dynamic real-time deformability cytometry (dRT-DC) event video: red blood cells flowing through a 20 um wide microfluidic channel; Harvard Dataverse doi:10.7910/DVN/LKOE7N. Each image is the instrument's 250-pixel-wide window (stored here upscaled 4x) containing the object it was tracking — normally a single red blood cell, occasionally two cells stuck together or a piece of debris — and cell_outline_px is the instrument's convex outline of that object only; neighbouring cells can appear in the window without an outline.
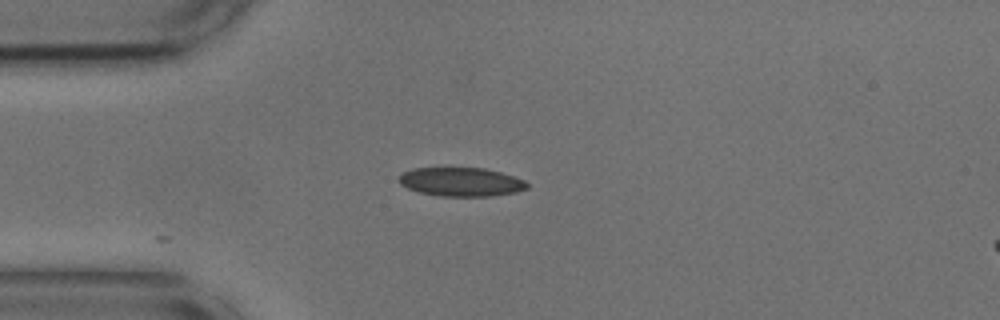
{"species": "common noctule bat (a hibernating species)", "species_latin": "Nyctalus noctula", "temperature_condition": "cold", "stored_images_in_passage": 9, "camera_frame_rate_fps": 3000, "um_per_image_px": 0.085, "animal": {"sex": "male", "body_mass_g": 17.9, "forearm_length_mm": 54.2}, "frame": {"image": 1, "passage_image": 1, "time_ms": 0.0, "image_size_px": [1000, 320], "cell_outline_px": [[528, 188], [516, 192], [492, 196], [440, 196], [420, 192], [408, 188], [400, 184], [396, 180], [404, 172], [412, 168], [484, 168], [500, 172], [524, 180], [528, 184]], "centroid_in_image_um": [39.18, 15.46], "position_along_channel_um": 45.8, "area_um2": 21.44}}